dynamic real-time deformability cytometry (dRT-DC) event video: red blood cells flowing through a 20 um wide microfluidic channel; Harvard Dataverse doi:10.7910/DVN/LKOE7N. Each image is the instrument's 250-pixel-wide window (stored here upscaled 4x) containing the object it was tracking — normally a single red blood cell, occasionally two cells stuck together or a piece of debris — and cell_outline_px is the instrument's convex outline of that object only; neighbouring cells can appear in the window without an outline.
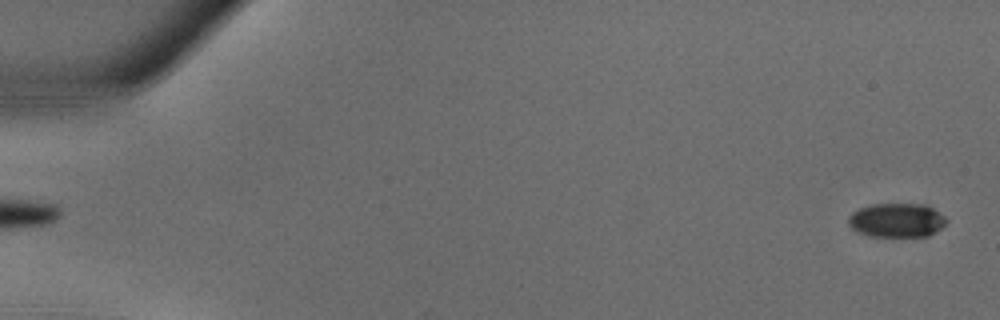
{"species": "common noctule bat (a hibernating species)", "species_latin": "Nyctalus noctula", "temperature_condition": "warm", "stored_images_in_passage": 36, "camera_frame_rate_fps": 3000, "um_per_image_px": 0.085, "animal": {"sex": "male", "body_mass_g": 18.8}, "frame": {"image": 1, "passage_image": 1, "time_ms": 0.0, "image_size_px": [1000, 320], "cell_outline_px": [[948, 220], [936, 232], [928, 236], [872, 236], [856, 232], [848, 224], [848, 216], [852, 212], [860, 208], [872, 204], [928, 204], [944, 216]], "centroid_in_image_um": [76.22, 18.71], "position_along_channel_um": 8.8, "area_um2": 19.54}}
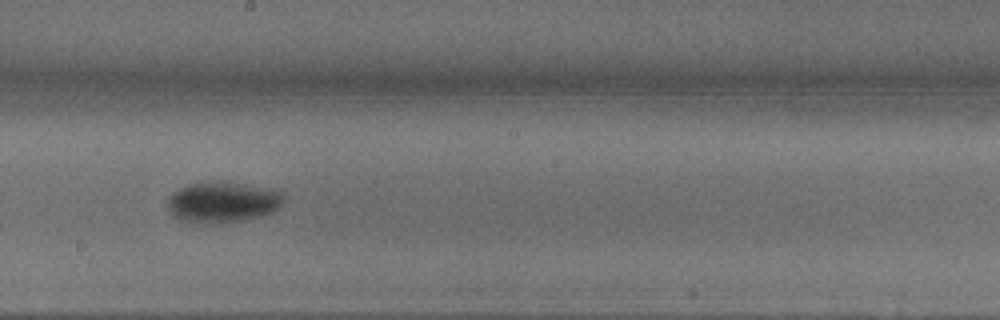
{"frame": {"image": 2, "passage_image": 21, "time_ms": 6.667, "image_size_px": [1000, 320], "cell_outline_px": [[284, 200], [272, 212], [260, 216], [240, 220], [184, 220], [176, 216], [168, 208], [168, 200], [172, 192], [180, 188], [192, 184], [224, 180], [268, 188], [280, 192]], "centroid_in_image_um": [18.96, 17.11], "position_along_channel_um": 229.2, "area_um2": 26.3}}
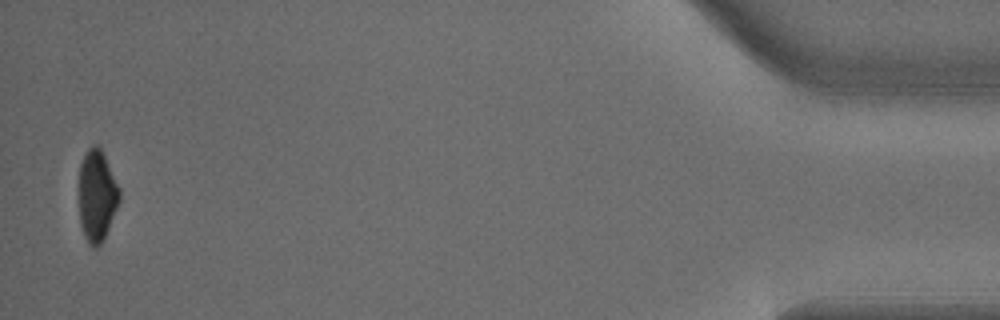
{"frame": {"image": 3, "passage_image": 36, "time_ms": 11.667, "image_size_px": [1000, 320], "cell_outline_px": [[120, 200], [104, 240], [96, 248], [92, 248], [88, 244], [84, 236], [80, 224], [80, 164], [88, 148], [92, 144], [96, 144], [100, 148], [120, 188]], "centroid_in_image_um": [8.25, 16.67], "position_along_channel_um": 427.0, "area_um2": 21.5}}